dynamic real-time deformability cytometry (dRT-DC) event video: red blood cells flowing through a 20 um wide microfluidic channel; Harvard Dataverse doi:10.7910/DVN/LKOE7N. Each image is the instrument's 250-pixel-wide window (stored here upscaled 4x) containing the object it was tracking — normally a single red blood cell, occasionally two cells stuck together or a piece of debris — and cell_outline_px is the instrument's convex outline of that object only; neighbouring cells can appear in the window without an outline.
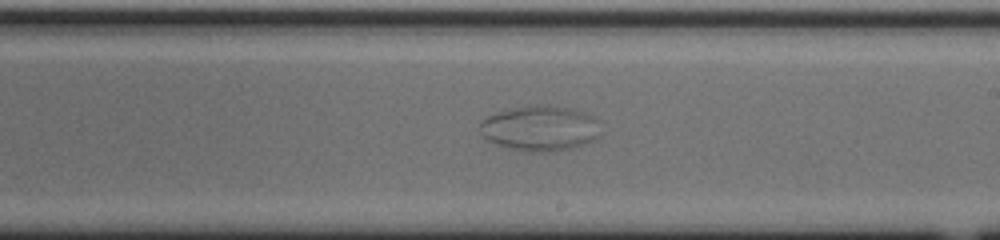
{"species": "common noctule bat (a hibernating species)", "species_latin": "Nyctalus noctula", "temperature_condition": "cold", "stored_images_in_passage": 36, "camera_frame_rate_fps": 3000, "um_per_image_px": 0.085, "animal": {"sex": "male", "body_mass_g": 20.0, "forearm_length_mm": 53.3}, "frame": {"image": 1, "passage_image": 16, "time_ms": 5.0, "image_size_px": [1000, 240], "cell_outline_px": [[600, 136], [592, 140], [572, 148], [556, 152], [528, 152], [508, 148], [496, 144], [488, 140], [480, 132], [480, 120], [488, 116], [500, 112], [532, 104], [540, 104], [572, 108], [584, 112], [600, 120]], "centroid_in_image_um": [45.94, 10.91], "position_along_channel_um": 243.1, "area_um2": 32.14}}